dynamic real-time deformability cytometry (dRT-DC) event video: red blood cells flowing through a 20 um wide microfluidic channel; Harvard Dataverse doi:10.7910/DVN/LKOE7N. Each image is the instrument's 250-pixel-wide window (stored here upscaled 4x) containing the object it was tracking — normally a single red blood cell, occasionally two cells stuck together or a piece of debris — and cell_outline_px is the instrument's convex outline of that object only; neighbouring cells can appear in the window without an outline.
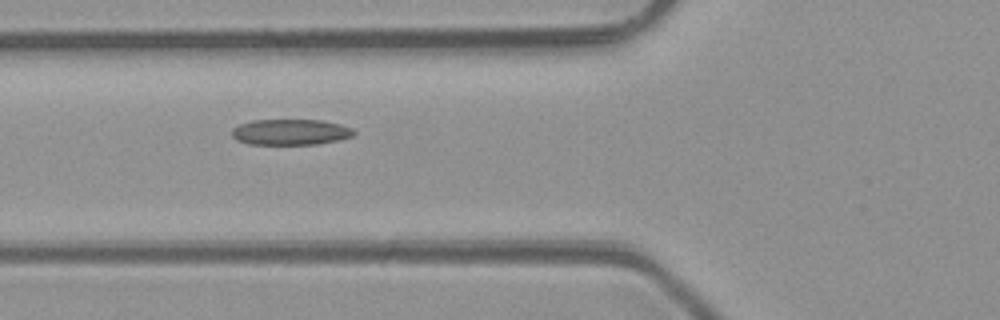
{"species": "common noctule bat (a hibernating species)", "species_latin": "Nyctalus noctula", "temperature_condition": "room temperature", "stored_images_in_passage": 5, "camera_frame_rate_fps": 3000, "um_per_image_px": 0.085, "animal": {"sex": "male", "body_mass_g": 23.1, "forearm_length_mm": 52.7}, "frame": {"image": 1, "passage_image": 3, "time_ms": 2.333, "image_size_px": [1000, 320], "cell_outline_px": [[356, 132], [352, 136], [340, 140], [316, 144], [248, 144], [236, 140], [232, 136], [232, 128], [240, 124], [252, 120], [324, 120], [340, 124], [352, 128]], "centroid_in_image_um": [24.7, 11.22], "position_along_channel_um": 101.1, "area_um2": 18.44}}
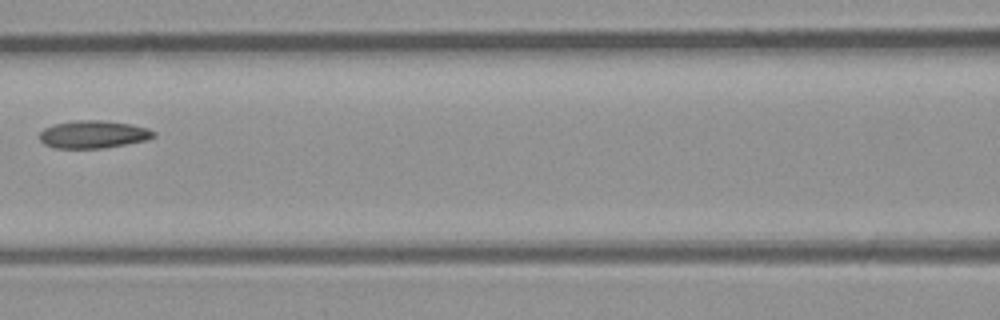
{"frame": {"image": 2, "passage_image": 4, "time_ms": 3.667, "image_size_px": [1000, 320], "cell_outline_px": [[156, 136], [148, 140], [100, 148], [52, 148], [44, 144], [40, 140], [40, 132], [44, 128], [52, 124], [76, 120], [104, 120], [128, 124], [148, 128], [156, 132]], "centroid_in_image_um": [7.91, 11.42], "position_along_channel_um": 158.7, "area_um2": 18.44}}
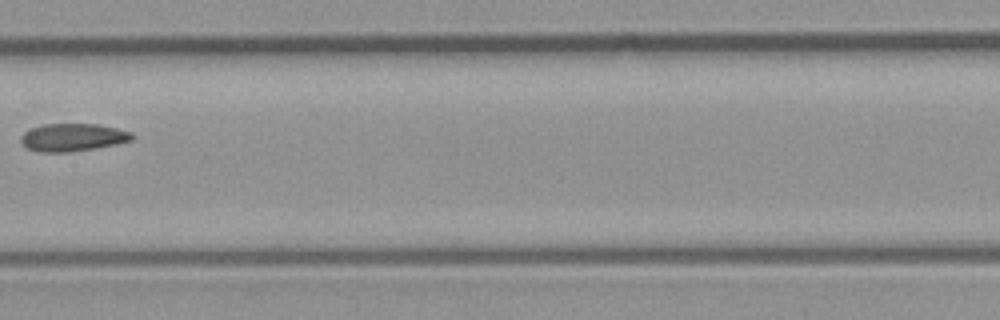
{"frame": {"image": 3, "passage_image": 5, "time_ms": 4.667, "image_size_px": [1000, 320], "cell_outline_px": [[136, 136], [132, 140], [116, 144], [68, 152], [40, 152], [28, 148], [20, 144], [20, 136], [24, 132], [32, 128], [44, 124], [96, 124], [116, 128], [132, 132]], "centroid_in_image_um": [6.17, 11.67], "position_along_channel_um": 201.2, "area_um2": 17.92}}